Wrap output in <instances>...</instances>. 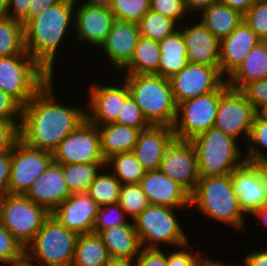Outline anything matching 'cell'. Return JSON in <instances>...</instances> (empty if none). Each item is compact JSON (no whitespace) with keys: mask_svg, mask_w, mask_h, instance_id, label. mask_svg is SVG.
Segmentation results:
<instances>
[{"mask_svg":"<svg viewBox=\"0 0 267 266\" xmlns=\"http://www.w3.org/2000/svg\"><path fill=\"white\" fill-rule=\"evenodd\" d=\"M54 77L22 107L20 140L32 148L53 152L58 144L87 120L86 108L61 104Z\"/></svg>","mask_w":267,"mask_h":266,"instance_id":"cell-1","label":"cell"},{"mask_svg":"<svg viewBox=\"0 0 267 266\" xmlns=\"http://www.w3.org/2000/svg\"><path fill=\"white\" fill-rule=\"evenodd\" d=\"M78 1L61 0L24 26L26 53L52 77L58 47L74 24Z\"/></svg>","mask_w":267,"mask_h":266,"instance_id":"cell-2","label":"cell"},{"mask_svg":"<svg viewBox=\"0 0 267 266\" xmlns=\"http://www.w3.org/2000/svg\"><path fill=\"white\" fill-rule=\"evenodd\" d=\"M192 205L207 218L230 225V228L244 230L246 215L239 206L231 176L200 177L195 191L190 195Z\"/></svg>","mask_w":267,"mask_h":266,"instance_id":"cell-3","label":"cell"},{"mask_svg":"<svg viewBox=\"0 0 267 266\" xmlns=\"http://www.w3.org/2000/svg\"><path fill=\"white\" fill-rule=\"evenodd\" d=\"M131 97L150 125L172 127L177 104L168 78L156 74L123 75Z\"/></svg>","mask_w":267,"mask_h":266,"instance_id":"cell-4","label":"cell"},{"mask_svg":"<svg viewBox=\"0 0 267 266\" xmlns=\"http://www.w3.org/2000/svg\"><path fill=\"white\" fill-rule=\"evenodd\" d=\"M199 177H216L231 174L246 162L237 139L224 134L216 127L194 137Z\"/></svg>","mask_w":267,"mask_h":266,"instance_id":"cell-5","label":"cell"},{"mask_svg":"<svg viewBox=\"0 0 267 266\" xmlns=\"http://www.w3.org/2000/svg\"><path fill=\"white\" fill-rule=\"evenodd\" d=\"M77 238V233L66 229L50 214L25 248V260L34 266H72Z\"/></svg>","mask_w":267,"mask_h":266,"instance_id":"cell-6","label":"cell"},{"mask_svg":"<svg viewBox=\"0 0 267 266\" xmlns=\"http://www.w3.org/2000/svg\"><path fill=\"white\" fill-rule=\"evenodd\" d=\"M175 211L168 206L149 205L132 220L141 248L161 249L160 244L179 248L191 243Z\"/></svg>","mask_w":267,"mask_h":266,"instance_id":"cell-7","label":"cell"},{"mask_svg":"<svg viewBox=\"0 0 267 266\" xmlns=\"http://www.w3.org/2000/svg\"><path fill=\"white\" fill-rule=\"evenodd\" d=\"M51 77L29 54L0 57V90L22 107Z\"/></svg>","mask_w":267,"mask_h":266,"instance_id":"cell-8","label":"cell"},{"mask_svg":"<svg viewBox=\"0 0 267 266\" xmlns=\"http://www.w3.org/2000/svg\"><path fill=\"white\" fill-rule=\"evenodd\" d=\"M50 212L26 195L0 196V223L26 248L42 228Z\"/></svg>","mask_w":267,"mask_h":266,"instance_id":"cell-9","label":"cell"},{"mask_svg":"<svg viewBox=\"0 0 267 266\" xmlns=\"http://www.w3.org/2000/svg\"><path fill=\"white\" fill-rule=\"evenodd\" d=\"M219 103L220 89L178 103L172 126L175 138L191 141L214 127Z\"/></svg>","mask_w":267,"mask_h":266,"instance_id":"cell-10","label":"cell"},{"mask_svg":"<svg viewBox=\"0 0 267 266\" xmlns=\"http://www.w3.org/2000/svg\"><path fill=\"white\" fill-rule=\"evenodd\" d=\"M52 158L58 164L106 163L98 127L84 121L58 144Z\"/></svg>","mask_w":267,"mask_h":266,"instance_id":"cell-11","label":"cell"},{"mask_svg":"<svg viewBox=\"0 0 267 266\" xmlns=\"http://www.w3.org/2000/svg\"><path fill=\"white\" fill-rule=\"evenodd\" d=\"M256 113L241 91L232 89L225 83L220 88V103L214 127L235 139L244 135L242 139L246 142Z\"/></svg>","mask_w":267,"mask_h":266,"instance_id":"cell-12","label":"cell"},{"mask_svg":"<svg viewBox=\"0 0 267 266\" xmlns=\"http://www.w3.org/2000/svg\"><path fill=\"white\" fill-rule=\"evenodd\" d=\"M52 161L51 152L29 147L19 139L12 148L8 193L25 195Z\"/></svg>","mask_w":267,"mask_h":266,"instance_id":"cell-13","label":"cell"},{"mask_svg":"<svg viewBox=\"0 0 267 266\" xmlns=\"http://www.w3.org/2000/svg\"><path fill=\"white\" fill-rule=\"evenodd\" d=\"M169 80L176 104L217 91L226 83V77L221 73L219 66L192 63L174 74Z\"/></svg>","mask_w":267,"mask_h":266,"instance_id":"cell-14","label":"cell"},{"mask_svg":"<svg viewBox=\"0 0 267 266\" xmlns=\"http://www.w3.org/2000/svg\"><path fill=\"white\" fill-rule=\"evenodd\" d=\"M159 169L191 195L200 178L193 143L175 138L166 149Z\"/></svg>","mask_w":267,"mask_h":266,"instance_id":"cell-15","label":"cell"},{"mask_svg":"<svg viewBox=\"0 0 267 266\" xmlns=\"http://www.w3.org/2000/svg\"><path fill=\"white\" fill-rule=\"evenodd\" d=\"M119 83L121 86L101 83L90 86L86 115L91 124L101 126L116 120L125 99L130 95L125 80Z\"/></svg>","mask_w":267,"mask_h":266,"instance_id":"cell-16","label":"cell"},{"mask_svg":"<svg viewBox=\"0 0 267 266\" xmlns=\"http://www.w3.org/2000/svg\"><path fill=\"white\" fill-rule=\"evenodd\" d=\"M139 184L150 205L191 209L190 194L160 169L146 171Z\"/></svg>","mask_w":267,"mask_h":266,"instance_id":"cell-17","label":"cell"},{"mask_svg":"<svg viewBox=\"0 0 267 266\" xmlns=\"http://www.w3.org/2000/svg\"><path fill=\"white\" fill-rule=\"evenodd\" d=\"M230 176L239 206L246 215H251L264 206L267 202L266 187L256 163L246 161Z\"/></svg>","mask_w":267,"mask_h":266,"instance_id":"cell-18","label":"cell"},{"mask_svg":"<svg viewBox=\"0 0 267 266\" xmlns=\"http://www.w3.org/2000/svg\"><path fill=\"white\" fill-rule=\"evenodd\" d=\"M75 7L74 31H76V41L78 43L89 42L94 47H99L106 40L110 32L115 17L110 8L90 6L85 3ZM80 40V41H79Z\"/></svg>","mask_w":267,"mask_h":266,"instance_id":"cell-19","label":"cell"},{"mask_svg":"<svg viewBox=\"0 0 267 266\" xmlns=\"http://www.w3.org/2000/svg\"><path fill=\"white\" fill-rule=\"evenodd\" d=\"M99 206L87 192L71 194L51 214L68 230L80 234L93 232Z\"/></svg>","mask_w":267,"mask_h":266,"instance_id":"cell-20","label":"cell"},{"mask_svg":"<svg viewBox=\"0 0 267 266\" xmlns=\"http://www.w3.org/2000/svg\"><path fill=\"white\" fill-rule=\"evenodd\" d=\"M140 36L138 23L115 20L101 45L103 54L109 58L107 66L112 64L120 73L130 62Z\"/></svg>","mask_w":267,"mask_h":266,"instance_id":"cell-21","label":"cell"},{"mask_svg":"<svg viewBox=\"0 0 267 266\" xmlns=\"http://www.w3.org/2000/svg\"><path fill=\"white\" fill-rule=\"evenodd\" d=\"M25 195L52 213L71 195L63 176L62 165L52 161L33 181Z\"/></svg>","mask_w":267,"mask_h":266,"instance_id":"cell-22","label":"cell"},{"mask_svg":"<svg viewBox=\"0 0 267 266\" xmlns=\"http://www.w3.org/2000/svg\"><path fill=\"white\" fill-rule=\"evenodd\" d=\"M174 139L172 127L150 125L140 131L132 152L146 171L158 170L166 149Z\"/></svg>","mask_w":267,"mask_h":266,"instance_id":"cell-23","label":"cell"},{"mask_svg":"<svg viewBox=\"0 0 267 266\" xmlns=\"http://www.w3.org/2000/svg\"><path fill=\"white\" fill-rule=\"evenodd\" d=\"M191 24H185L178 28L182 32L186 44L189 63L219 66L220 40L200 21L197 20L196 23L192 21Z\"/></svg>","mask_w":267,"mask_h":266,"instance_id":"cell-24","label":"cell"},{"mask_svg":"<svg viewBox=\"0 0 267 266\" xmlns=\"http://www.w3.org/2000/svg\"><path fill=\"white\" fill-rule=\"evenodd\" d=\"M260 41L243 20L227 37L220 40L221 73L226 77L229 76Z\"/></svg>","mask_w":267,"mask_h":266,"instance_id":"cell-25","label":"cell"},{"mask_svg":"<svg viewBox=\"0 0 267 266\" xmlns=\"http://www.w3.org/2000/svg\"><path fill=\"white\" fill-rule=\"evenodd\" d=\"M267 78V41H260L226 78L227 85L241 91L251 82Z\"/></svg>","mask_w":267,"mask_h":266,"instance_id":"cell-26","label":"cell"},{"mask_svg":"<svg viewBox=\"0 0 267 266\" xmlns=\"http://www.w3.org/2000/svg\"><path fill=\"white\" fill-rule=\"evenodd\" d=\"M98 235L114 259H135L142 249L132 220L129 224L105 229Z\"/></svg>","mask_w":267,"mask_h":266,"instance_id":"cell-27","label":"cell"},{"mask_svg":"<svg viewBox=\"0 0 267 266\" xmlns=\"http://www.w3.org/2000/svg\"><path fill=\"white\" fill-rule=\"evenodd\" d=\"M158 45L161 52L158 75L169 79L189 64L186 44L179 29L159 41Z\"/></svg>","mask_w":267,"mask_h":266,"instance_id":"cell-28","label":"cell"},{"mask_svg":"<svg viewBox=\"0 0 267 266\" xmlns=\"http://www.w3.org/2000/svg\"><path fill=\"white\" fill-rule=\"evenodd\" d=\"M102 154L107 160L112 155L133 151L140 130L115 122L97 126Z\"/></svg>","mask_w":267,"mask_h":266,"instance_id":"cell-29","label":"cell"},{"mask_svg":"<svg viewBox=\"0 0 267 266\" xmlns=\"http://www.w3.org/2000/svg\"><path fill=\"white\" fill-rule=\"evenodd\" d=\"M200 21L219 40L227 37L243 21V15L221 1L201 12ZM200 19V20H199Z\"/></svg>","mask_w":267,"mask_h":266,"instance_id":"cell-30","label":"cell"},{"mask_svg":"<svg viewBox=\"0 0 267 266\" xmlns=\"http://www.w3.org/2000/svg\"><path fill=\"white\" fill-rule=\"evenodd\" d=\"M110 259L98 234L92 232L78 235L72 266H106Z\"/></svg>","mask_w":267,"mask_h":266,"instance_id":"cell-31","label":"cell"},{"mask_svg":"<svg viewBox=\"0 0 267 266\" xmlns=\"http://www.w3.org/2000/svg\"><path fill=\"white\" fill-rule=\"evenodd\" d=\"M160 55L157 41L140 36L130 62L120 72L158 75Z\"/></svg>","mask_w":267,"mask_h":266,"instance_id":"cell-32","label":"cell"},{"mask_svg":"<svg viewBox=\"0 0 267 266\" xmlns=\"http://www.w3.org/2000/svg\"><path fill=\"white\" fill-rule=\"evenodd\" d=\"M70 194L88 192L91 183L106 163L61 164Z\"/></svg>","mask_w":267,"mask_h":266,"instance_id":"cell-33","label":"cell"},{"mask_svg":"<svg viewBox=\"0 0 267 266\" xmlns=\"http://www.w3.org/2000/svg\"><path fill=\"white\" fill-rule=\"evenodd\" d=\"M106 167H111L121 184L140 183L146 172L132 151L112 155L106 160Z\"/></svg>","mask_w":267,"mask_h":266,"instance_id":"cell-34","label":"cell"},{"mask_svg":"<svg viewBox=\"0 0 267 266\" xmlns=\"http://www.w3.org/2000/svg\"><path fill=\"white\" fill-rule=\"evenodd\" d=\"M26 54L23 23L11 18L0 21V57Z\"/></svg>","mask_w":267,"mask_h":266,"instance_id":"cell-35","label":"cell"},{"mask_svg":"<svg viewBox=\"0 0 267 266\" xmlns=\"http://www.w3.org/2000/svg\"><path fill=\"white\" fill-rule=\"evenodd\" d=\"M107 169H101L87 192L99 207L117 203L122 185L111 171H104Z\"/></svg>","mask_w":267,"mask_h":266,"instance_id":"cell-36","label":"cell"},{"mask_svg":"<svg viewBox=\"0 0 267 266\" xmlns=\"http://www.w3.org/2000/svg\"><path fill=\"white\" fill-rule=\"evenodd\" d=\"M248 147L246 161L252 163H258L267 160L265 152L259 150L265 148L267 152V115L263 113H256L248 139L245 143ZM263 152V153H262Z\"/></svg>","mask_w":267,"mask_h":266,"instance_id":"cell-37","label":"cell"},{"mask_svg":"<svg viewBox=\"0 0 267 266\" xmlns=\"http://www.w3.org/2000/svg\"><path fill=\"white\" fill-rule=\"evenodd\" d=\"M140 35L153 41H161L178 30L179 25L169 17L151 9L138 22Z\"/></svg>","mask_w":267,"mask_h":266,"instance_id":"cell-38","label":"cell"},{"mask_svg":"<svg viewBox=\"0 0 267 266\" xmlns=\"http://www.w3.org/2000/svg\"><path fill=\"white\" fill-rule=\"evenodd\" d=\"M130 220L135 219L150 203L139 183L122 184L117 202Z\"/></svg>","mask_w":267,"mask_h":266,"instance_id":"cell-39","label":"cell"},{"mask_svg":"<svg viewBox=\"0 0 267 266\" xmlns=\"http://www.w3.org/2000/svg\"><path fill=\"white\" fill-rule=\"evenodd\" d=\"M150 0H113L110 10L115 20L138 23L149 11Z\"/></svg>","mask_w":267,"mask_h":266,"instance_id":"cell-40","label":"cell"},{"mask_svg":"<svg viewBox=\"0 0 267 266\" xmlns=\"http://www.w3.org/2000/svg\"><path fill=\"white\" fill-rule=\"evenodd\" d=\"M25 261V248L0 223V262L11 266Z\"/></svg>","mask_w":267,"mask_h":266,"instance_id":"cell-41","label":"cell"},{"mask_svg":"<svg viewBox=\"0 0 267 266\" xmlns=\"http://www.w3.org/2000/svg\"><path fill=\"white\" fill-rule=\"evenodd\" d=\"M118 203L109 204L99 207L98 213L93 226V233L99 234L101 231L118 226L129 224L131 220Z\"/></svg>","mask_w":267,"mask_h":266,"instance_id":"cell-42","label":"cell"},{"mask_svg":"<svg viewBox=\"0 0 267 266\" xmlns=\"http://www.w3.org/2000/svg\"><path fill=\"white\" fill-rule=\"evenodd\" d=\"M243 20L261 41H267V0H256Z\"/></svg>","mask_w":267,"mask_h":266,"instance_id":"cell-43","label":"cell"},{"mask_svg":"<svg viewBox=\"0 0 267 266\" xmlns=\"http://www.w3.org/2000/svg\"><path fill=\"white\" fill-rule=\"evenodd\" d=\"M114 122L131 128H137L140 131L150 126L131 95L125 99Z\"/></svg>","mask_w":267,"mask_h":266,"instance_id":"cell-44","label":"cell"},{"mask_svg":"<svg viewBox=\"0 0 267 266\" xmlns=\"http://www.w3.org/2000/svg\"><path fill=\"white\" fill-rule=\"evenodd\" d=\"M150 9L165 17H169L179 26H181V23L185 22L184 18H186V20L189 18V14L184 5V0H150Z\"/></svg>","mask_w":267,"mask_h":266,"instance_id":"cell-45","label":"cell"},{"mask_svg":"<svg viewBox=\"0 0 267 266\" xmlns=\"http://www.w3.org/2000/svg\"><path fill=\"white\" fill-rule=\"evenodd\" d=\"M241 92L257 113H263L267 110V78L251 82Z\"/></svg>","mask_w":267,"mask_h":266,"instance_id":"cell-46","label":"cell"},{"mask_svg":"<svg viewBox=\"0 0 267 266\" xmlns=\"http://www.w3.org/2000/svg\"><path fill=\"white\" fill-rule=\"evenodd\" d=\"M189 243L179 247L178 249L173 250L171 253L166 254V265L167 266H196L201 259L204 257L202 256V252L200 249L195 252V250H190L188 247ZM189 248V249H188ZM201 252V254H200Z\"/></svg>","mask_w":267,"mask_h":266,"instance_id":"cell-47","label":"cell"},{"mask_svg":"<svg viewBox=\"0 0 267 266\" xmlns=\"http://www.w3.org/2000/svg\"><path fill=\"white\" fill-rule=\"evenodd\" d=\"M21 121L0 119V153L12 150L20 139L19 127Z\"/></svg>","mask_w":267,"mask_h":266,"instance_id":"cell-48","label":"cell"},{"mask_svg":"<svg viewBox=\"0 0 267 266\" xmlns=\"http://www.w3.org/2000/svg\"><path fill=\"white\" fill-rule=\"evenodd\" d=\"M22 106L10 95L0 90V119L21 121Z\"/></svg>","mask_w":267,"mask_h":266,"instance_id":"cell-49","label":"cell"},{"mask_svg":"<svg viewBox=\"0 0 267 266\" xmlns=\"http://www.w3.org/2000/svg\"><path fill=\"white\" fill-rule=\"evenodd\" d=\"M135 266H167L166 253L161 249L142 248L135 258Z\"/></svg>","mask_w":267,"mask_h":266,"instance_id":"cell-50","label":"cell"},{"mask_svg":"<svg viewBox=\"0 0 267 266\" xmlns=\"http://www.w3.org/2000/svg\"><path fill=\"white\" fill-rule=\"evenodd\" d=\"M9 18L23 23L25 26L29 22V10L31 0H7ZM12 8V9H11Z\"/></svg>","mask_w":267,"mask_h":266,"instance_id":"cell-51","label":"cell"},{"mask_svg":"<svg viewBox=\"0 0 267 266\" xmlns=\"http://www.w3.org/2000/svg\"><path fill=\"white\" fill-rule=\"evenodd\" d=\"M11 162L12 150L0 153V196L8 193Z\"/></svg>","mask_w":267,"mask_h":266,"instance_id":"cell-52","label":"cell"},{"mask_svg":"<svg viewBox=\"0 0 267 266\" xmlns=\"http://www.w3.org/2000/svg\"><path fill=\"white\" fill-rule=\"evenodd\" d=\"M61 0H31L29 10V21L44 13L51 6L59 3Z\"/></svg>","mask_w":267,"mask_h":266,"instance_id":"cell-53","label":"cell"},{"mask_svg":"<svg viewBox=\"0 0 267 266\" xmlns=\"http://www.w3.org/2000/svg\"><path fill=\"white\" fill-rule=\"evenodd\" d=\"M243 259L244 266H267V249L250 252Z\"/></svg>","mask_w":267,"mask_h":266,"instance_id":"cell-54","label":"cell"},{"mask_svg":"<svg viewBox=\"0 0 267 266\" xmlns=\"http://www.w3.org/2000/svg\"><path fill=\"white\" fill-rule=\"evenodd\" d=\"M219 1L220 0H184V5L188 14L192 12H198L197 14H200L202 10Z\"/></svg>","mask_w":267,"mask_h":266,"instance_id":"cell-55","label":"cell"},{"mask_svg":"<svg viewBox=\"0 0 267 266\" xmlns=\"http://www.w3.org/2000/svg\"><path fill=\"white\" fill-rule=\"evenodd\" d=\"M231 9L244 15L256 0H220Z\"/></svg>","mask_w":267,"mask_h":266,"instance_id":"cell-56","label":"cell"},{"mask_svg":"<svg viewBox=\"0 0 267 266\" xmlns=\"http://www.w3.org/2000/svg\"><path fill=\"white\" fill-rule=\"evenodd\" d=\"M106 266H135V259H114L111 258Z\"/></svg>","mask_w":267,"mask_h":266,"instance_id":"cell-57","label":"cell"},{"mask_svg":"<svg viewBox=\"0 0 267 266\" xmlns=\"http://www.w3.org/2000/svg\"><path fill=\"white\" fill-rule=\"evenodd\" d=\"M196 266H230L229 264L227 265L226 263H223L221 261L213 260L212 258L204 257L201 259V261L196 265ZM235 266V265H231Z\"/></svg>","mask_w":267,"mask_h":266,"instance_id":"cell-58","label":"cell"},{"mask_svg":"<svg viewBox=\"0 0 267 266\" xmlns=\"http://www.w3.org/2000/svg\"><path fill=\"white\" fill-rule=\"evenodd\" d=\"M251 215L257 216L258 220H261V223L263 222L267 226V202L261 209L255 210Z\"/></svg>","mask_w":267,"mask_h":266,"instance_id":"cell-59","label":"cell"},{"mask_svg":"<svg viewBox=\"0 0 267 266\" xmlns=\"http://www.w3.org/2000/svg\"><path fill=\"white\" fill-rule=\"evenodd\" d=\"M112 1L113 0H86L83 3L90 5V6L110 8Z\"/></svg>","mask_w":267,"mask_h":266,"instance_id":"cell-60","label":"cell"},{"mask_svg":"<svg viewBox=\"0 0 267 266\" xmlns=\"http://www.w3.org/2000/svg\"><path fill=\"white\" fill-rule=\"evenodd\" d=\"M9 18L8 15V1L0 0V21Z\"/></svg>","mask_w":267,"mask_h":266,"instance_id":"cell-61","label":"cell"},{"mask_svg":"<svg viewBox=\"0 0 267 266\" xmlns=\"http://www.w3.org/2000/svg\"><path fill=\"white\" fill-rule=\"evenodd\" d=\"M259 166L260 172L262 174L263 181L266 187L267 194V160L256 163Z\"/></svg>","mask_w":267,"mask_h":266,"instance_id":"cell-62","label":"cell"},{"mask_svg":"<svg viewBox=\"0 0 267 266\" xmlns=\"http://www.w3.org/2000/svg\"><path fill=\"white\" fill-rule=\"evenodd\" d=\"M13 266H34V265H31L30 263H28L26 260L23 261V262H20L18 264H14Z\"/></svg>","mask_w":267,"mask_h":266,"instance_id":"cell-63","label":"cell"}]
</instances>
